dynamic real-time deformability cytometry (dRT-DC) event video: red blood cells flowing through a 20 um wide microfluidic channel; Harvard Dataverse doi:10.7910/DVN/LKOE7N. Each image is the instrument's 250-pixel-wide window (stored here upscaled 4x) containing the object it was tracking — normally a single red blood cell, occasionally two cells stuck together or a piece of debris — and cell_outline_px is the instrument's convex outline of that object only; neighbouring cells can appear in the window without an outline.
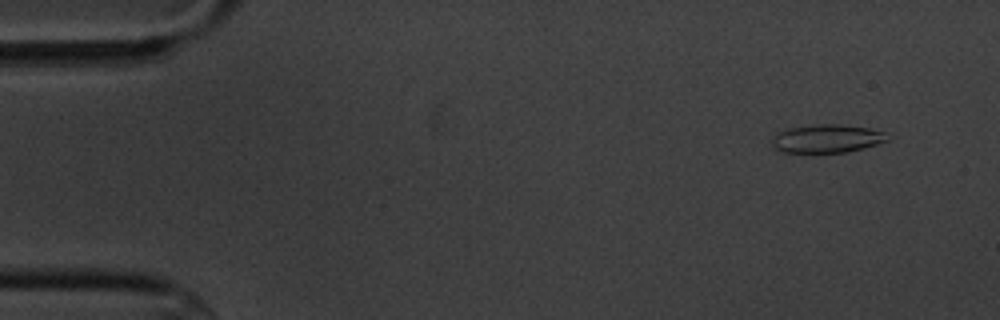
{"species": "common noctule bat (a hibernating species)", "species_latin": "Nyctalus noctula", "temperature_condition": "cold", "stored_images_in_passage": 7, "camera_frame_rate_fps": 3000, "um_per_image_px": 0.085, "animal": {"sex": "male", "body_mass_g": 20.1, "forearm_length_mm": 53.5}, "frame": {"image": 1, "passage_image": 2, "time_ms": 1.0, "image_size_px": [1000, 320], "cell_outline_px": [[892, 136], [888, 140], [864, 148], [848, 152], [784, 152], [776, 148], [772, 144], [772, 140], [780, 132], [788, 128], [816, 124], [840, 124], [868, 128], [884, 132]], "centroid_in_image_um": [70.35, 11.77], "position_along_channel_um": 14.6, "area_um2": 18.84}}
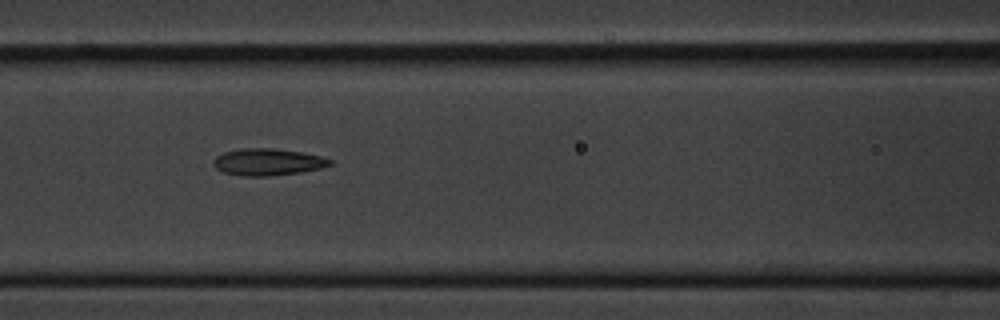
{"frame": {"image": 2, "passage_image": 7, "time_ms": 7.667, "image_size_px": [1000, 320], "cell_outline_px": [[332, 164], [320, 168], [300, 172], [268, 176], [244, 176], [224, 172], [216, 168], [212, 164], [212, 160], [216, 156], [224, 152], [240, 148], [272, 148], [300, 152], [320, 156], [332, 160]], "centroid_in_image_um": [22.72, 13.76], "position_along_channel_um": 143.9, "area_um2": 18.15}}